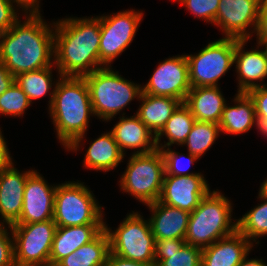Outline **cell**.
Wrapping results in <instances>:
<instances>
[{"label":"cell","mask_w":267,"mask_h":266,"mask_svg":"<svg viewBox=\"0 0 267 266\" xmlns=\"http://www.w3.org/2000/svg\"><path fill=\"white\" fill-rule=\"evenodd\" d=\"M142 18V11L133 9L100 16L99 55L102 67H111L114 59L129 47Z\"/></svg>","instance_id":"8fae6325"},{"label":"cell","mask_w":267,"mask_h":266,"mask_svg":"<svg viewBox=\"0 0 267 266\" xmlns=\"http://www.w3.org/2000/svg\"><path fill=\"white\" fill-rule=\"evenodd\" d=\"M39 266H56V265H53V264H47V265H39Z\"/></svg>","instance_id":"c3c4849f"},{"label":"cell","mask_w":267,"mask_h":266,"mask_svg":"<svg viewBox=\"0 0 267 266\" xmlns=\"http://www.w3.org/2000/svg\"><path fill=\"white\" fill-rule=\"evenodd\" d=\"M254 102L257 121H267V85L256 87L247 92Z\"/></svg>","instance_id":"d590c367"},{"label":"cell","mask_w":267,"mask_h":266,"mask_svg":"<svg viewBox=\"0 0 267 266\" xmlns=\"http://www.w3.org/2000/svg\"><path fill=\"white\" fill-rule=\"evenodd\" d=\"M254 245L241 233H235L202 248L201 266H238Z\"/></svg>","instance_id":"ac0fdd59"},{"label":"cell","mask_w":267,"mask_h":266,"mask_svg":"<svg viewBox=\"0 0 267 266\" xmlns=\"http://www.w3.org/2000/svg\"><path fill=\"white\" fill-rule=\"evenodd\" d=\"M105 266H155V265H148L142 262L125 259L110 252Z\"/></svg>","instance_id":"ab89813d"},{"label":"cell","mask_w":267,"mask_h":266,"mask_svg":"<svg viewBox=\"0 0 267 266\" xmlns=\"http://www.w3.org/2000/svg\"><path fill=\"white\" fill-rule=\"evenodd\" d=\"M186 241L184 239H158L155 240V252L154 253H172L179 251Z\"/></svg>","instance_id":"74e56055"},{"label":"cell","mask_w":267,"mask_h":266,"mask_svg":"<svg viewBox=\"0 0 267 266\" xmlns=\"http://www.w3.org/2000/svg\"><path fill=\"white\" fill-rule=\"evenodd\" d=\"M220 0H181L180 3L186 6L188 11L199 19L214 24Z\"/></svg>","instance_id":"836d02e7"},{"label":"cell","mask_w":267,"mask_h":266,"mask_svg":"<svg viewBox=\"0 0 267 266\" xmlns=\"http://www.w3.org/2000/svg\"><path fill=\"white\" fill-rule=\"evenodd\" d=\"M11 161L12 156H10L9 149L0 129V170L6 167Z\"/></svg>","instance_id":"b9f144b4"},{"label":"cell","mask_w":267,"mask_h":266,"mask_svg":"<svg viewBox=\"0 0 267 266\" xmlns=\"http://www.w3.org/2000/svg\"><path fill=\"white\" fill-rule=\"evenodd\" d=\"M16 1V7L22 8V10L25 11H40L39 10V0H15Z\"/></svg>","instance_id":"7bdbcfd3"},{"label":"cell","mask_w":267,"mask_h":266,"mask_svg":"<svg viewBox=\"0 0 267 266\" xmlns=\"http://www.w3.org/2000/svg\"><path fill=\"white\" fill-rule=\"evenodd\" d=\"M33 171L20 173L13 161L0 170V224L11 226L19 220L26 180Z\"/></svg>","instance_id":"2e32d148"},{"label":"cell","mask_w":267,"mask_h":266,"mask_svg":"<svg viewBox=\"0 0 267 266\" xmlns=\"http://www.w3.org/2000/svg\"><path fill=\"white\" fill-rule=\"evenodd\" d=\"M30 104L27 95L14 82L10 88L0 95V114L13 117L22 116Z\"/></svg>","instance_id":"1f68e13d"},{"label":"cell","mask_w":267,"mask_h":266,"mask_svg":"<svg viewBox=\"0 0 267 266\" xmlns=\"http://www.w3.org/2000/svg\"><path fill=\"white\" fill-rule=\"evenodd\" d=\"M0 266H15L13 234L11 226L5 224H0Z\"/></svg>","instance_id":"e575fe53"},{"label":"cell","mask_w":267,"mask_h":266,"mask_svg":"<svg viewBox=\"0 0 267 266\" xmlns=\"http://www.w3.org/2000/svg\"><path fill=\"white\" fill-rule=\"evenodd\" d=\"M236 38L210 42L198 54L187 55L191 87L218 86L219 79L233 66Z\"/></svg>","instance_id":"9c48e42d"},{"label":"cell","mask_w":267,"mask_h":266,"mask_svg":"<svg viewBox=\"0 0 267 266\" xmlns=\"http://www.w3.org/2000/svg\"><path fill=\"white\" fill-rule=\"evenodd\" d=\"M190 89L187 57L178 55L159 63L149 81L142 86V93L169 96L184 103Z\"/></svg>","instance_id":"7c38bea8"},{"label":"cell","mask_w":267,"mask_h":266,"mask_svg":"<svg viewBox=\"0 0 267 266\" xmlns=\"http://www.w3.org/2000/svg\"><path fill=\"white\" fill-rule=\"evenodd\" d=\"M103 229L104 225L57 227L50 252V264L56 265L70 253L92 241Z\"/></svg>","instance_id":"7402d4cb"},{"label":"cell","mask_w":267,"mask_h":266,"mask_svg":"<svg viewBox=\"0 0 267 266\" xmlns=\"http://www.w3.org/2000/svg\"><path fill=\"white\" fill-rule=\"evenodd\" d=\"M234 106L226 104L219 122L220 131L229 134H242L258 123L253 100L247 93H237ZM256 122V123H255Z\"/></svg>","instance_id":"cb8c5ba5"},{"label":"cell","mask_w":267,"mask_h":266,"mask_svg":"<svg viewBox=\"0 0 267 266\" xmlns=\"http://www.w3.org/2000/svg\"><path fill=\"white\" fill-rule=\"evenodd\" d=\"M231 205L230 200L220 191L210 190L190 213L186 244L204 248L235 233L237 222H232Z\"/></svg>","instance_id":"277c9868"},{"label":"cell","mask_w":267,"mask_h":266,"mask_svg":"<svg viewBox=\"0 0 267 266\" xmlns=\"http://www.w3.org/2000/svg\"><path fill=\"white\" fill-rule=\"evenodd\" d=\"M54 64L61 76L83 77L101 68L100 16L54 22Z\"/></svg>","instance_id":"7a4b0ae2"},{"label":"cell","mask_w":267,"mask_h":266,"mask_svg":"<svg viewBox=\"0 0 267 266\" xmlns=\"http://www.w3.org/2000/svg\"><path fill=\"white\" fill-rule=\"evenodd\" d=\"M104 228L109 236L110 252L132 261L154 265L155 238L150 221L138 212L129 213L116 230L106 222Z\"/></svg>","instance_id":"ba28073f"},{"label":"cell","mask_w":267,"mask_h":266,"mask_svg":"<svg viewBox=\"0 0 267 266\" xmlns=\"http://www.w3.org/2000/svg\"><path fill=\"white\" fill-rule=\"evenodd\" d=\"M196 119L192 115L190 109L182 103L176 111L171 115V118L166 122L161 131L156 135L157 149L169 148L173 144L182 145L186 141ZM167 137L168 142L160 144L161 137Z\"/></svg>","instance_id":"4316f807"},{"label":"cell","mask_w":267,"mask_h":266,"mask_svg":"<svg viewBox=\"0 0 267 266\" xmlns=\"http://www.w3.org/2000/svg\"><path fill=\"white\" fill-rule=\"evenodd\" d=\"M219 133V124L196 120L183 145H187L188 152L199 159L212 147Z\"/></svg>","instance_id":"f1b7e54d"},{"label":"cell","mask_w":267,"mask_h":266,"mask_svg":"<svg viewBox=\"0 0 267 266\" xmlns=\"http://www.w3.org/2000/svg\"><path fill=\"white\" fill-rule=\"evenodd\" d=\"M91 192L81 182L57 185L53 213L57 227L104 225L102 207Z\"/></svg>","instance_id":"8992f818"},{"label":"cell","mask_w":267,"mask_h":266,"mask_svg":"<svg viewBox=\"0 0 267 266\" xmlns=\"http://www.w3.org/2000/svg\"><path fill=\"white\" fill-rule=\"evenodd\" d=\"M56 189L57 185L47 184L44 177L34 170L26 180L21 215L15 224L53 220Z\"/></svg>","instance_id":"9a60e30c"},{"label":"cell","mask_w":267,"mask_h":266,"mask_svg":"<svg viewBox=\"0 0 267 266\" xmlns=\"http://www.w3.org/2000/svg\"><path fill=\"white\" fill-rule=\"evenodd\" d=\"M146 206L152 212L149 221L155 240H185L190 212L163 204L159 201L147 204Z\"/></svg>","instance_id":"ffe728a7"},{"label":"cell","mask_w":267,"mask_h":266,"mask_svg":"<svg viewBox=\"0 0 267 266\" xmlns=\"http://www.w3.org/2000/svg\"><path fill=\"white\" fill-rule=\"evenodd\" d=\"M243 215L237 222V231L250 242H256L257 238L267 235V199ZM252 240V241H251Z\"/></svg>","instance_id":"f546056e"},{"label":"cell","mask_w":267,"mask_h":266,"mask_svg":"<svg viewBox=\"0 0 267 266\" xmlns=\"http://www.w3.org/2000/svg\"><path fill=\"white\" fill-rule=\"evenodd\" d=\"M15 2V0H0V33L9 30L19 19L18 11L15 5L13 6Z\"/></svg>","instance_id":"8d00e7d4"},{"label":"cell","mask_w":267,"mask_h":266,"mask_svg":"<svg viewBox=\"0 0 267 266\" xmlns=\"http://www.w3.org/2000/svg\"><path fill=\"white\" fill-rule=\"evenodd\" d=\"M46 67L36 71L23 72L15 76V83L24 91L29 101L39 99L48 94L54 85L52 80V68ZM53 84V85H52Z\"/></svg>","instance_id":"83f0119b"},{"label":"cell","mask_w":267,"mask_h":266,"mask_svg":"<svg viewBox=\"0 0 267 266\" xmlns=\"http://www.w3.org/2000/svg\"><path fill=\"white\" fill-rule=\"evenodd\" d=\"M58 81V82H57ZM50 91L49 114L57 138L64 148L77 151L94 115L89 89L84 77L59 75Z\"/></svg>","instance_id":"3957f363"},{"label":"cell","mask_w":267,"mask_h":266,"mask_svg":"<svg viewBox=\"0 0 267 266\" xmlns=\"http://www.w3.org/2000/svg\"><path fill=\"white\" fill-rule=\"evenodd\" d=\"M101 67L83 76L87 83L95 116L103 121L113 119L129 103L140 98L142 86L135 84L111 69Z\"/></svg>","instance_id":"5b68a950"},{"label":"cell","mask_w":267,"mask_h":266,"mask_svg":"<svg viewBox=\"0 0 267 266\" xmlns=\"http://www.w3.org/2000/svg\"><path fill=\"white\" fill-rule=\"evenodd\" d=\"M160 151L163 154L165 162V174L164 175H174V176H187L201 173H190L189 166L196 162L198 158L193 154L188 152L187 156L185 154H180L171 148H161ZM187 158V160H186ZM183 163V164H182Z\"/></svg>","instance_id":"d6a6232c"},{"label":"cell","mask_w":267,"mask_h":266,"mask_svg":"<svg viewBox=\"0 0 267 266\" xmlns=\"http://www.w3.org/2000/svg\"><path fill=\"white\" fill-rule=\"evenodd\" d=\"M218 86L191 87L184 101L197 121L219 124L226 105Z\"/></svg>","instance_id":"44dd1931"},{"label":"cell","mask_w":267,"mask_h":266,"mask_svg":"<svg viewBox=\"0 0 267 266\" xmlns=\"http://www.w3.org/2000/svg\"><path fill=\"white\" fill-rule=\"evenodd\" d=\"M246 256L238 266H267L262 259H248Z\"/></svg>","instance_id":"ee69618b"},{"label":"cell","mask_w":267,"mask_h":266,"mask_svg":"<svg viewBox=\"0 0 267 266\" xmlns=\"http://www.w3.org/2000/svg\"><path fill=\"white\" fill-rule=\"evenodd\" d=\"M142 101L136 115L155 134L161 131L171 115L183 103L169 96H154L141 93Z\"/></svg>","instance_id":"603a6c76"},{"label":"cell","mask_w":267,"mask_h":266,"mask_svg":"<svg viewBox=\"0 0 267 266\" xmlns=\"http://www.w3.org/2000/svg\"><path fill=\"white\" fill-rule=\"evenodd\" d=\"M119 118L111 132L124 155L125 149H136L133 154H148L157 150L155 134L136 114L129 118Z\"/></svg>","instance_id":"d6986e66"},{"label":"cell","mask_w":267,"mask_h":266,"mask_svg":"<svg viewBox=\"0 0 267 266\" xmlns=\"http://www.w3.org/2000/svg\"><path fill=\"white\" fill-rule=\"evenodd\" d=\"M110 241L105 228L89 243L60 260L56 266H105Z\"/></svg>","instance_id":"484cf974"},{"label":"cell","mask_w":267,"mask_h":266,"mask_svg":"<svg viewBox=\"0 0 267 266\" xmlns=\"http://www.w3.org/2000/svg\"><path fill=\"white\" fill-rule=\"evenodd\" d=\"M258 130L263 133V135L267 137V121H257Z\"/></svg>","instance_id":"bcb514c9"},{"label":"cell","mask_w":267,"mask_h":266,"mask_svg":"<svg viewBox=\"0 0 267 266\" xmlns=\"http://www.w3.org/2000/svg\"><path fill=\"white\" fill-rule=\"evenodd\" d=\"M124 154L114 139L112 132L101 134L90 143L84 158V167L97 171H110L123 162Z\"/></svg>","instance_id":"d4e9b609"},{"label":"cell","mask_w":267,"mask_h":266,"mask_svg":"<svg viewBox=\"0 0 267 266\" xmlns=\"http://www.w3.org/2000/svg\"><path fill=\"white\" fill-rule=\"evenodd\" d=\"M202 174L187 176L164 175L159 202L193 212L210 191Z\"/></svg>","instance_id":"5bb4252c"},{"label":"cell","mask_w":267,"mask_h":266,"mask_svg":"<svg viewBox=\"0 0 267 266\" xmlns=\"http://www.w3.org/2000/svg\"><path fill=\"white\" fill-rule=\"evenodd\" d=\"M15 82V77L9 72L5 65L0 62V95L10 88Z\"/></svg>","instance_id":"60d3db41"},{"label":"cell","mask_w":267,"mask_h":266,"mask_svg":"<svg viewBox=\"0 0 267 266\" xmlns=\"http://www.w3.org/2000/svg\"><path fill=\"white\" fill-rule=\"evenodd\" d=\"M259 45H260V47H262V46L264 47L265 46V48H263V49H264V51L266 53V56H267V39H264V40L260 41Z\"/></svg>","instance_id":"7dc6e473"},{"label":"cell","mask_w":267,"mask_h":266,"mask_svg":"<svg viewBox=\"0 0 267 266\" xmlns=\"http://www.w3.org/2000/svg\"><path fill=\"white\" fill-rule=\"evenodd\" d=\"M202 248L185 244L179 251L154 253L155 266H201Z\"/></svg>","instance_id":"4dcf8cb0"},{"label":"cell","mask_w":267,"mask_h":266,"mask_svg":"<svg viewBox=\"0 0 267 266\" xmlns=\"http://www.w3.org/2000/svg\"><path fill=\"white\" fill-rule=\"evenodd\" d=\"M257 36V44L267 39V0H263L259 9L257 25L254 32Z\"/></svg>","instance_id":"f35d334b"},{"label":"cell","mask_w":267,"mask_h":266,"mask_svg":"<svg viewBox=\"0 0 267 266\" xmlns=\"http://www.w3.org/2000/svg\"><path fill=\"white\" fill-rule=\"evenodd\" d=\"M127 164L119 181L121 190L146 205L158 201L165 174L162 152L132 154Z\"/></svg>","instance_id":"52a82bcc"},{"label":"cell","mask_w":267,"mask_h":266,"mask_svg":"<svg viewBox=\"0 0 267 266\" xmlns=\"http://www.w3.org/2000/svg\"><path fill=\"white\" fill-rule=\"evenodd\" d=\"M57 225L53 220L13 224L15 266L50 264V252Z\"/></svg>","instance_id":"30bf717a"},{"label":"cell","mask_w":267,"mask_h":266,"mask_svg":"<svg viewBox=\"0 0 267 266\" xmlns=\"http://www.w3.org/2000/svg\"><path fill=\"white\" fill-rule=\"evenodd\" d=\"M247 42L248 40L236 39L234 63L239 78L237 93H247L253 88L267 85L262 83L267 77L266 53L259 49V43L257 49L245 51L244 46Z\"/></svg>","instance_id":"e0dca14e"},{"label":"cell","mask_w":267,"mask_h":266,"mask_svg":"<svg viewBox=\"0 0 267 266\" xmlns=\"http://www.w3.org/2000/svg\"><path fill=\"white\" fill-rule=\"evenodd\" d=\"M261 198H266L267 199V179L262 182L258 194Z\"/></svg>","instance_id":"f6af8a7d"},{"label":"cell","mask_w":267,"mask_h":266,"mask_svg":"<svg viewBox=\"0 0 267 266\" xmlns=\"http://www.w3.org/2000/svg\"><path fill=\"white\" fill-rule=\"evenodd\" d=\"M24 14L22 23L18 19L9 30L0 33V62L14 77L54 64V22L53 27L46 24L40 11Z\"/></svg>","instance_id":"6da1fadb"},{"label":"cell","mask_w":267,"mask_h":266,"mask_svg":"<svg viewBox=\"0 0 267 266\" xmlns=\"http://www.w3.org/2000/svg\"><path fill=\"white\" fill-rule=\"evenodd\" d=\"M262 1L220 0L214 25L220 26L225 38L249 40L255 32Z\"/></svg>","instance_id":"4fadbf2b"}]
</instances>
